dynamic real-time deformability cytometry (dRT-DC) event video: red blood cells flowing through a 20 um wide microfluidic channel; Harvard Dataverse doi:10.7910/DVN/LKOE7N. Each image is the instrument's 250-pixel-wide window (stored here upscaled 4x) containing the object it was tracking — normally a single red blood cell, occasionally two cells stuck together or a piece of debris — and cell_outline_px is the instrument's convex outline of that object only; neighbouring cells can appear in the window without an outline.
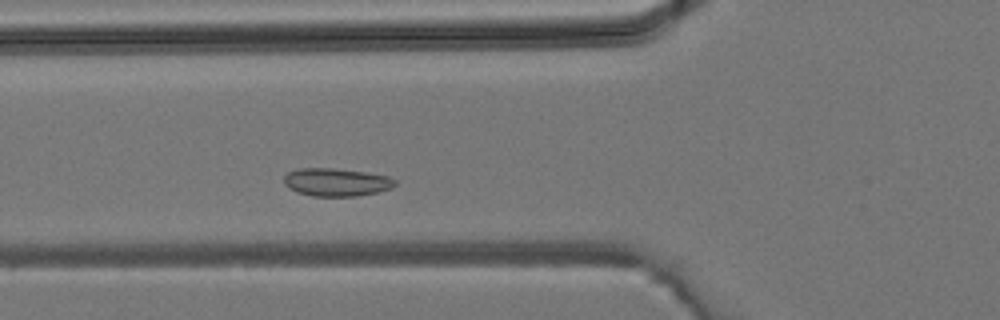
{"species": "common noctule bat (a hibernating species)", "species_latin": "Nyctalus noctula", "temperature_condition": "room temperature", "stored_images_in_passage": 30, "camera_frame_rate_fps": 3000, "um_per_image_px": 0.085, "animal": {"sex": "male", "body_mass_g": 19.2, "forearm_length_mm": 51.8}, "frame": {"image": 1, "passage_image": 10, "time_ms": 3.0, "image_size_px": [1000, 320], "cell_outline_px": [[396, 184], [392, 188], [376, 192], [356, 196], [312, 196], [296, 192], [288, 188], [284, 184], [284, 176], [288, 172], [296, 168], [332, 168], [364, 172], [388, 176], [396, 180]], "centroid_in_image_um": [28.55, 15.48], "position_along_channel_um": 97.2, "area_um2": 18.15}}
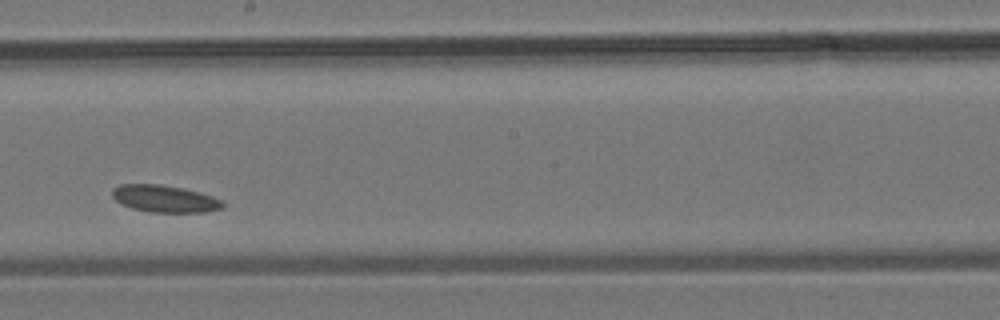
{"frame": {"image": 2, "passage_image": 19, "time_ms": 6.0, "image_size_px": [1000, 320], "cell_outline_px": [[224, 208], [204, 212], [152, 212], [132, 208], [120, 204], [112, 196], [112, 188], [120, 184], [160, 184], [184, 188], [200, 192], [224, 200]], "centroid_in_image_um": [14.01, 16.88], "position_along_channel_um": 234.2, "area_um2": 17.63}}
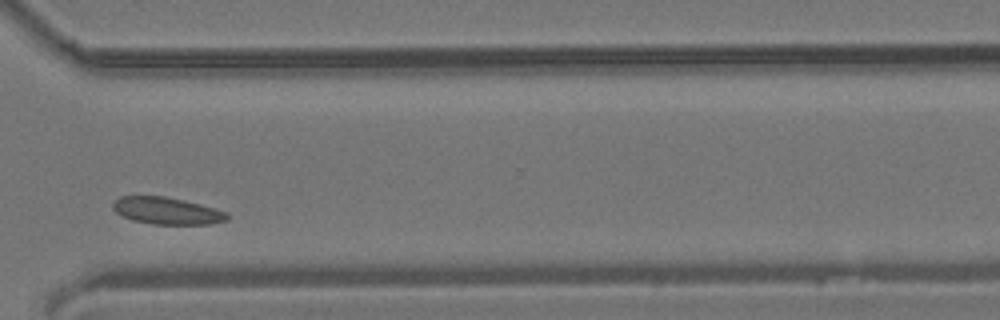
{"frame": {"image": 3, "passage_image": 27, "time_ms": 8.667, "image_size_px": [1000, 320], "cell_outline_px": [[228, 220], [212, 224], [152, 224], [132, 220], [116, 212], [112, 208], [112, 204], [120, 196], [164, 196], [184, 200], [200, 204], [228, 212]], "centroid_in_image_um": [14.2, 17.92], "position_along_channel_um": 356.4, "area_um2": 17.98}}